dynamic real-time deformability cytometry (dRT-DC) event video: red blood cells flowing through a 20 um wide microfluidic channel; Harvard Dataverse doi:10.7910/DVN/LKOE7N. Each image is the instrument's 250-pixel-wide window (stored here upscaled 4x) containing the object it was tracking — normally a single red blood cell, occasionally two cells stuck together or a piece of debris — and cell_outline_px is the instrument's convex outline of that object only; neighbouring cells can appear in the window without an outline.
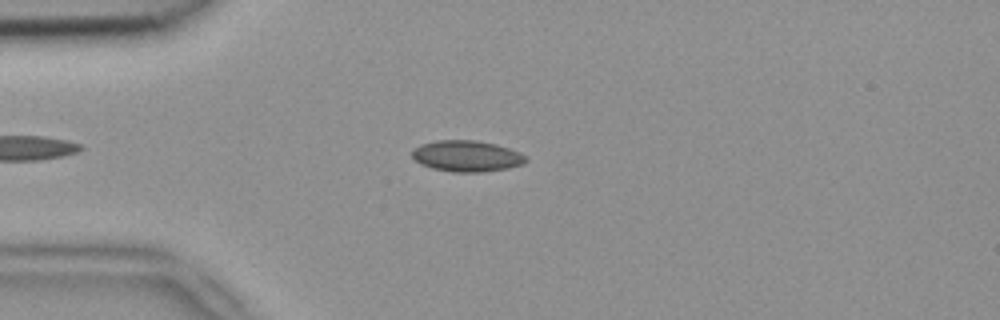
{"species": "common noctule bat (a hibernating species)", "species_latin": "Nyctalus noctula", "temperature_condition": "room temperature", "stored_images_in_passage": 45, "camera_frame_rate_fps": 3000, "um_per_image_px": 0.085, "animal": {"sex": "female", "body_mass_g": 18.4}, "frame": {"image": 1, "passage_image": 10, "time_ms": 3.0, "image_size_px": [1000, 320], "cell_outline_px": [[528, 160], [524, 164], [508, 168], [480, 172], [452, 172], [432, 168], [420, 164], [412, 156], [412, 148], [420, 144], [436, 140], [476, 140], [496, 144], [520, 152]], "centroid_in_image_um": [39.65, 13.26], "position_along_channel_um": 45.3, "area_um2": 20.75}}
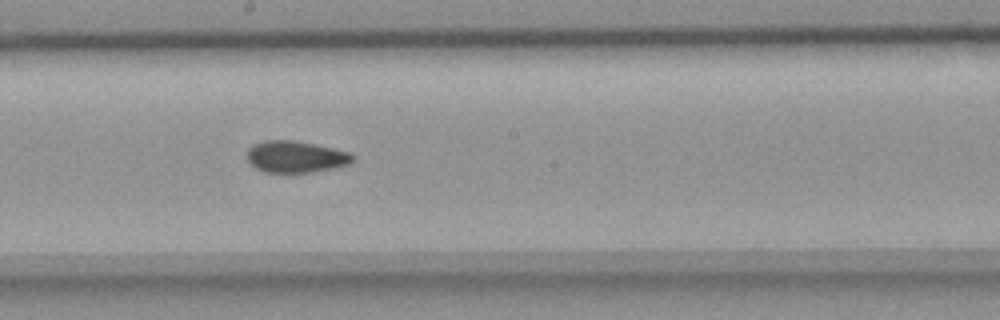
{"frame": {"image": 2, "passage_image": 25, "time_ms": 8.0, "image_size_px": [1000, 320], "cell_outline_px": [[356, 156], [348, 164], [308, 172], [264, 172], [256, 168], [248, 160], [248, 148], [252, 144], [264, 140], [292, 140], [332, 148], [348, 152]], "centroid_in_image_um": [25.08, 13.31], "position_along_channel_um": 223.1, "area_um2": 19.07}}
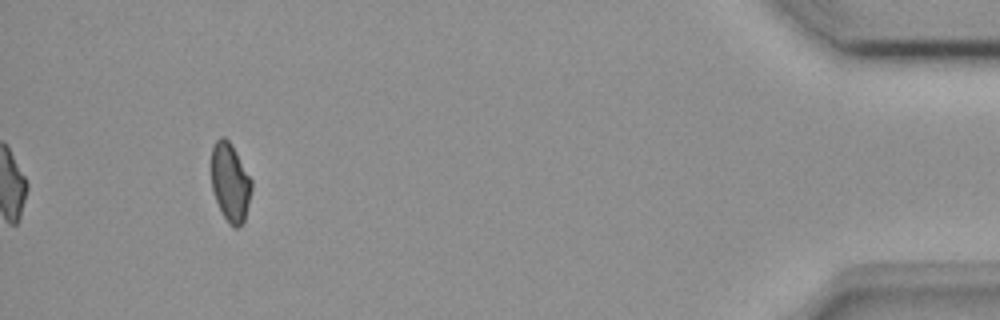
{"frame": {"image": 3, "passage_image": 45, "time_ms": 14.667, "image_size_px": [1000, 320], "cell_outline_px": [[252, 188], [244, 220], [236, 228], [228, 224], [216, 200], [212, 188], [212, 148], [216, 140], [220, 136], [224, 136], [232, 144], [252, 180]], "centroid_in_image_um": [19.57, 15.47], "position_along_channel_um": 415.6, "area_um2": 18.21}, "authors_computed_cell_mechanics": {"area_um2": 19.4208, "velocity_mm_per_s": 3.9129, "shape_relaxation_time_tau1_ms": null, "shape_relaxation_time_tau2_ms": 1.8512, "deformation_change_tau1": null, "deformation_change_tau2": 0.0559}}